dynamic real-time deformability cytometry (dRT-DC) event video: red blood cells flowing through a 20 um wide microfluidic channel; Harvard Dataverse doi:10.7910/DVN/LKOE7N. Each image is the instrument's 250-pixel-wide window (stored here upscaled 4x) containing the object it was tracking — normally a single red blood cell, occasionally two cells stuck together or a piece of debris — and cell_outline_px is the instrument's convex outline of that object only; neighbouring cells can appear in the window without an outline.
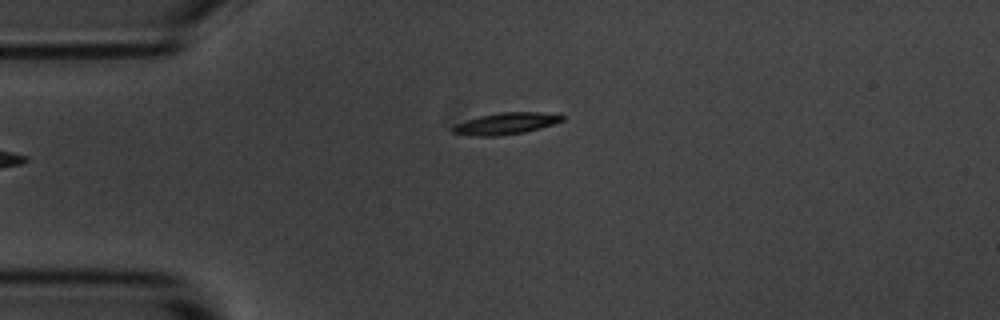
{"species": "common noctule bat (a hibernating species)", "species_latin": "Nyctalus noctula", "temperature_condition": "room temperature", "stored_images_in_passage": 2, "camera_frame_rate_fps": 3000, "um_per_image_px": 0.085, "animal": {"sex": "male", "body_mass_g": 20.1, "forearm_length_mm": 53.5}, "frame": {"image": 1, "passage_image": 2, "time_ms": 1.0, "image_size_px": [1000, 320], "cell_outline_px": [[564, 120], [540, 128], [524, 132], [496, 136], [468, 136], [452, 132], [452, 128], [456, 124], [480, 116], [500, 112], [540, 112], [564, 116]], "centroid_in_image_um": [42.97, 10.51], "position_along_channel_um": 42.0, "area_um2": 13.58}}